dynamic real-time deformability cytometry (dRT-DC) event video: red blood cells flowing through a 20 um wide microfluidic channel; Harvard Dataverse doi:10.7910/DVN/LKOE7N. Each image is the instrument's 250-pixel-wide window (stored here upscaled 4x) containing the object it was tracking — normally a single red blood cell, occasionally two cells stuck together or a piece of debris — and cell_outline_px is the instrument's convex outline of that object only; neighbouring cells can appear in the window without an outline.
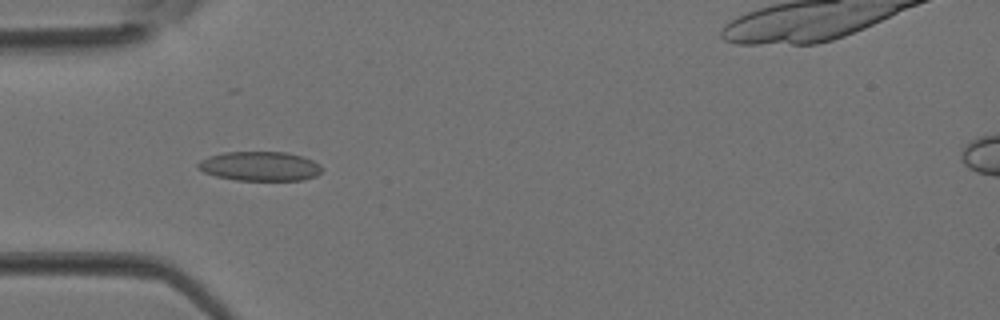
{"species": "Egyptian fruit bat (a non-hibernating species)", "species_latin": "Rousettus aegyptiacus", "temperature_condition": "room temperature", "stored_images_in_passage": 3, "camera_frame_rate_fps": 3000, "um_per_image_px": 0.085, "animal": {"sex": "female"}, "frame": {"image": 1, "passage_image": 3, "time_ms": 0.667, "image_size_px": [1000, 320], "cell_outline_px": [[324, 168], [316, 176], [304, 180], [236, 180], [216, 176], [204, 172], [196, 168], [196, 164], [200, 160], [208, 156], [224, 152], [284, 152], [300, 156], [312, 160], [320, 164]], "centroid_in_image_um": [22.07, 14.13], "position_along_channel_um": 62.9, "area_um2": 21.27}}